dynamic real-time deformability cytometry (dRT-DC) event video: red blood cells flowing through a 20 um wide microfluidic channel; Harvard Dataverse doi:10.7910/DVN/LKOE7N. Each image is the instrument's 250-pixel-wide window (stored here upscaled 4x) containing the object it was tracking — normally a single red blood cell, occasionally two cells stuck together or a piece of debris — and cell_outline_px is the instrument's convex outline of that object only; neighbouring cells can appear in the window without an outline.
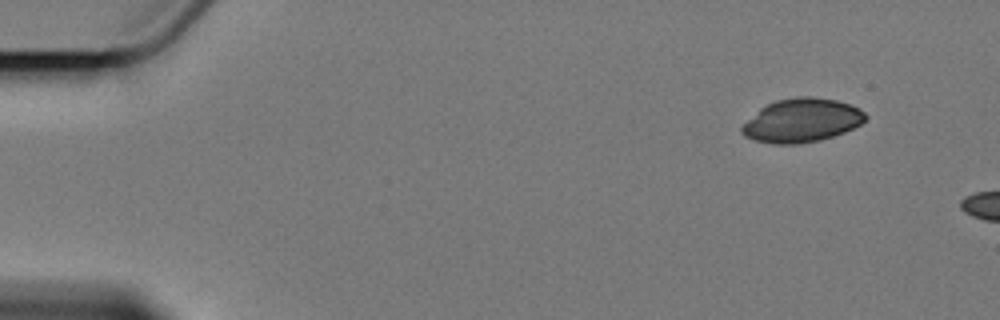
{"species": "Egyptian fruit bat (a non-hibernating species)", "species_latin": "Rousettus aegyptiacus", "temperature_condition": "cold", "stored_images_in_passage": 3, "camera_frame_rate_fps": 3000, "um_per_image_px": 0.085, "animal": {"sex": "female"}, "frame": {"image": 1, "passage_image": 1, "time_ms": 0.0, "image_size_px": [1000, 320], "cell_outline_px": [[868, 116], [860, 124], [844, 132], [820, 140], [796, 144], [772, 144], [756, 140], [744, 136], [740, 132], [740, 128], [760, 108], [776, 100], [796, 96], [812, 96], [836, 100], [852, 104], [860, 108]], "centroid_in_image_um": [68.16, 10.22], "position_along_channel_um": 16.8, "area_um2": 31.44}}